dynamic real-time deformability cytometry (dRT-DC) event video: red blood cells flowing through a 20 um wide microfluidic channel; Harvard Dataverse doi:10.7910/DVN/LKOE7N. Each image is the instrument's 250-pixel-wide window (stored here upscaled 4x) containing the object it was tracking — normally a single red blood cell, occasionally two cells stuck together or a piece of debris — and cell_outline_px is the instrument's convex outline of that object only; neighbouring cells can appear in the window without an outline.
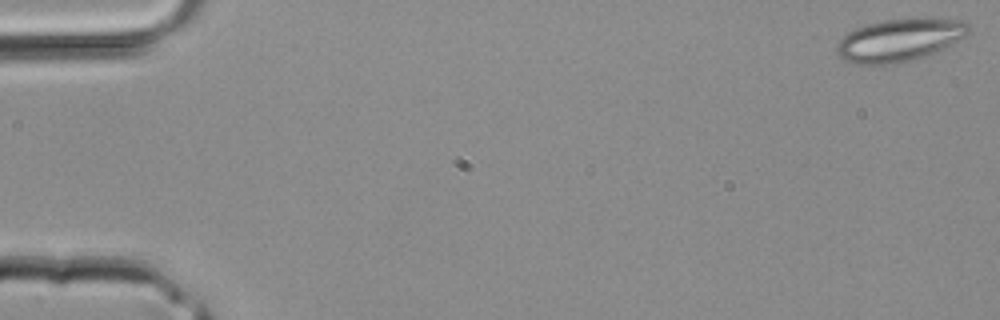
{"species": "common noctule bat (a hibernating species)", "species_latin": "Nyctalus noctula", "temperature_condition": "room temperature", "stored_images_in_passage": 11, "camera_frame_rate_fps": 3000, "um_per_image_px": 0.085, "animal": {"sex": "male", "body_mass_g": 20.4}, "frame": {"image": 1, "passage_image": 1, "time_ms": 0.0, "image_size_px": [1000, 320], "cell_outline_px": [[972, 32], [916, 60], [900, 64], [852, 64], [844, 60], [836, 52], [836, 44], [848, 32], [856, 28], [868, 24], [884, 20], [968, 20], [972, 28]], "centroid_in_image_um": [76.42, 3.44], "position_along_channel_um": 8.6, "area_um2": 32.14}}